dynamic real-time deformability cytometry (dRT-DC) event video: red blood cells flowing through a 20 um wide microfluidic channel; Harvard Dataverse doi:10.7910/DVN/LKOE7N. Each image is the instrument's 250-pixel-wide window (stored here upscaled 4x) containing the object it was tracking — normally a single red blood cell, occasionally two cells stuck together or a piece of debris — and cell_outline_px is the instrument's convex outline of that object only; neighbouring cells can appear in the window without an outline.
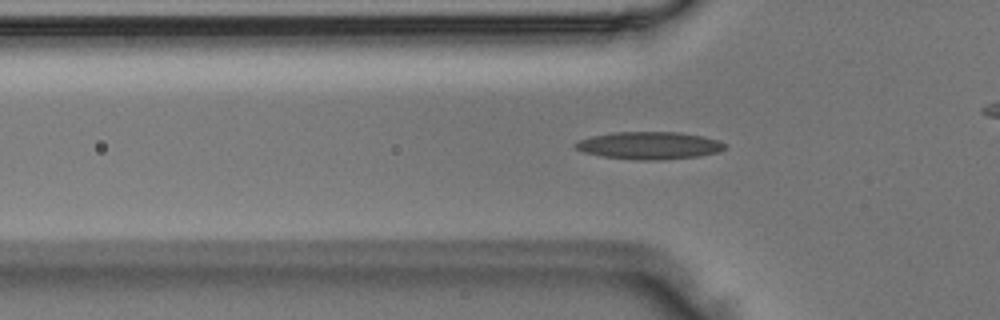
{"species": "Egyptian fruit bat (a non-hibernating species)", "species_latin": "Rousettus aegyptiacus", "temperature_condition": "room temperature", "stored_images_in_passage": 33, "camera_frame_rate_fps": 3000, "um_per_image_px": 0.085, "animal": {"sex": "male"}, "frame": {"image": 1, "passage_image": 7, "time_ms": 2.0, "image_size_px": [1000, 320], "cell_outline_px": [[728, 148], [720, 152], [700, 156], [664, 160], [636, 160], [600, 156], [584, 152], [576, 148], [572, 144], [576, 140], [592, 136], [616, 132], [680, 132], [704, 136], [728, 144]], "centroid_in_image_um": [55.22, 12.37], "position_along_channel_um": 70.6, "area_um2": 24.33}}
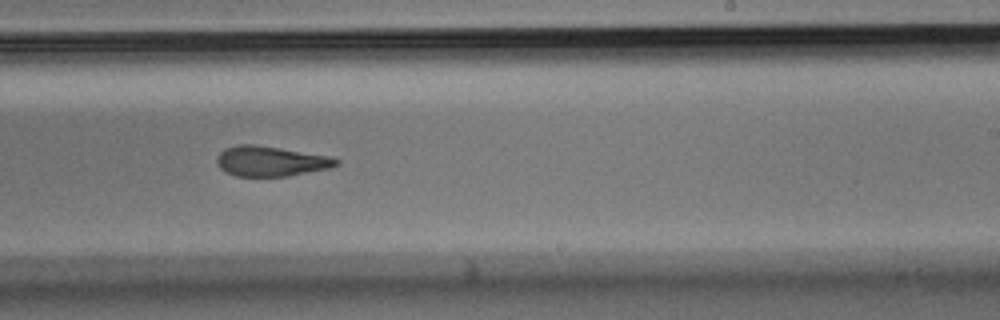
{"frame": {"image": 2, "passage_image": 21, "time_ms": 6.667, "image_size_px": [1000, 320], "cell_outline_px": [[340, 164], [332, 168], [288, 176], [236, 176], [224, 172], [220, 168], [216, 160], [216, 156], [224, 148], [240, 144], [256, 144], [332, 156], [340, 160]], "centroid_in_image_um": [23.04, 13.7], "position_along_channel_um": 266.0, "area_um2": 21.33}}
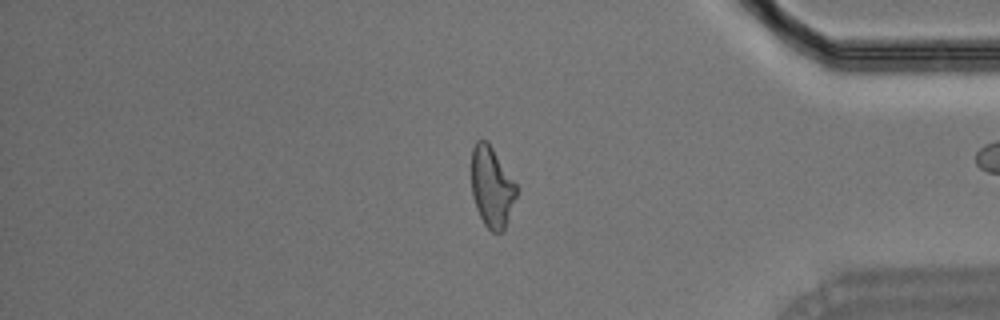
{"frame": {"image": 3, "passage_image": 32, "time_ms": 10.333, "image_size_px": [1000, 320], "cell_outline_px": [[516, 196], [504, 232], [492, 232], [484, 224], [476, 208], [472, 196], [472, 148], [476, 140], [488, 140], [516, 184]], "centroid_in_image_um": [41.79, 15.89], "position_along_channel_um": 393.4, "area_um2": 21.1}}